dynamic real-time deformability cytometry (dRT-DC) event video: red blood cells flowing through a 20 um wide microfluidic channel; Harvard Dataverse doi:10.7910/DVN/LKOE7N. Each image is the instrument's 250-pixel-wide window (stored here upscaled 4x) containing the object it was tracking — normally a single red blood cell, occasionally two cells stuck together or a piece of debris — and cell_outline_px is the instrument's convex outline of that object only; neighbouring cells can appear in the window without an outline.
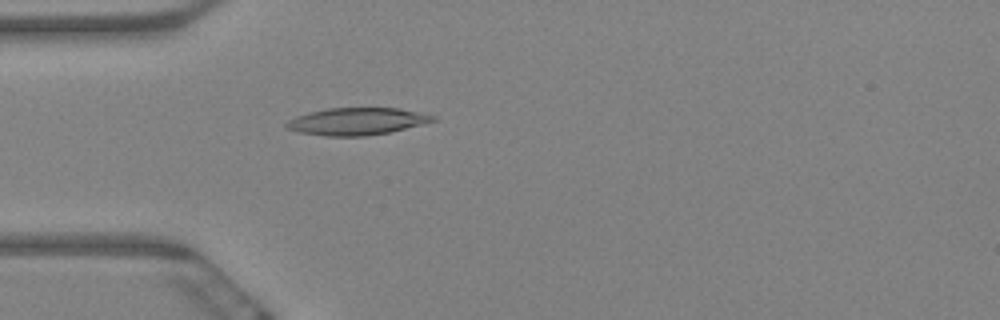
{"species": "Egyptian fruit bat (a non-hibernating species)", "species_latin": "Rousettus aegyptiacus", "temperature_condition": "warm", "stored_images_in_passage": 62, "camera_frame_rate_fps": 3000, "um_per_image_px": 0.085, "animal": {"sex": "female"}, "frame": {"image": 1, "passage_image": 18, "time_ms": 5.667, "image_size_px": [1000, 320], "cell_outline_px": [[436, 120], [388, 132], [364, 136], [328, 136], [300, 132], [284, 128], [284, 124], [288, 120], [296, 116], [308, 112], [328, 108], [400, 108], [436, 116]], "centroid_in_image_um": [30.27, 10.31], "position_along_channel_um": 54.7, "area_um2": 23.0}}
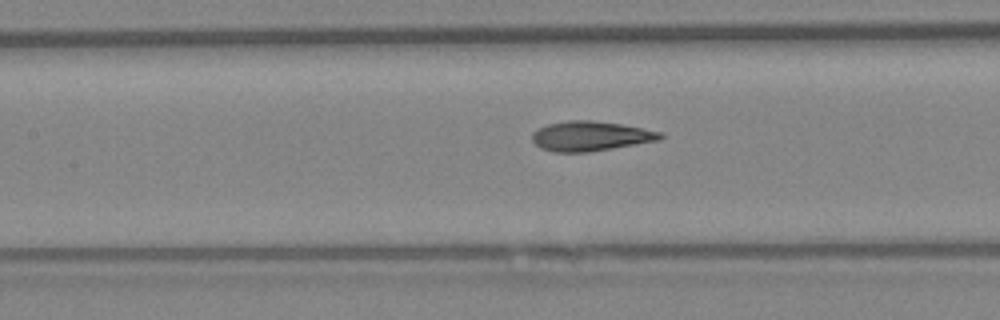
{"frame": {"image": 2, "passage_image": 28, "time_ms": 9.0, "image_size_px": [1000, 320], "cell_outline_px": [[664, 136], [660, 140], [588, 152], [552, 152], [540, 148], [532, 140], [532, 132], [548, 124], [568, 120], [592, 120], [620, 124], [664, 132]], "centroid_in_image_um": [50.2, 11.57], "position_along_channel_um": 157.2, "area_um2": 22.2}}
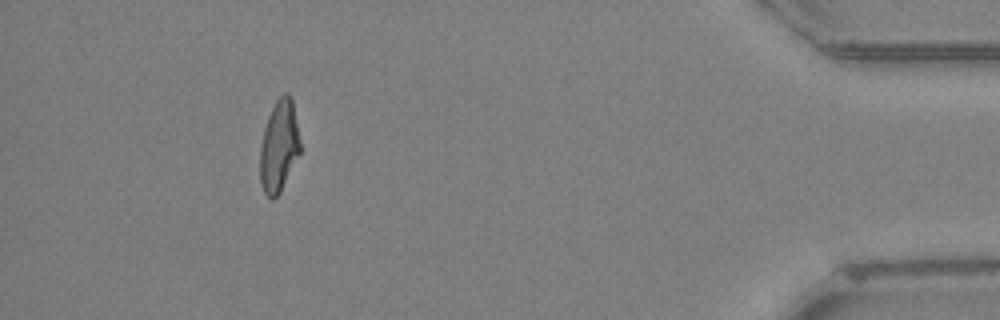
{"frame": {"image": 3, "passage_image": 57, "time_ms": 18.667, "image_size_px": [1000, 320], "cell_outline_px": [[300, 152], [280, 192], [272, 200], [264, 192], [260, 184], [260, 148], [264, 128], [268, 116], [276, 100], [284, 92], [288, 92], [292, 96], [300, 140]], "centroid_in_image_um": [23.71, 12.39], "position_along_channel_um": 411.5, "area_um2": 21.44}, "authors_computed_cell_mechanics": {"area_um2": 21.964, "velocity_mm_per_s": 3.2551, "shape_relaxation_time_tau1_ms": null, "shape_relaxation_time_tau2_ms": 1.8806, "deformation_change_tau1": null, "deformation_change_tau2": 0.1015}}